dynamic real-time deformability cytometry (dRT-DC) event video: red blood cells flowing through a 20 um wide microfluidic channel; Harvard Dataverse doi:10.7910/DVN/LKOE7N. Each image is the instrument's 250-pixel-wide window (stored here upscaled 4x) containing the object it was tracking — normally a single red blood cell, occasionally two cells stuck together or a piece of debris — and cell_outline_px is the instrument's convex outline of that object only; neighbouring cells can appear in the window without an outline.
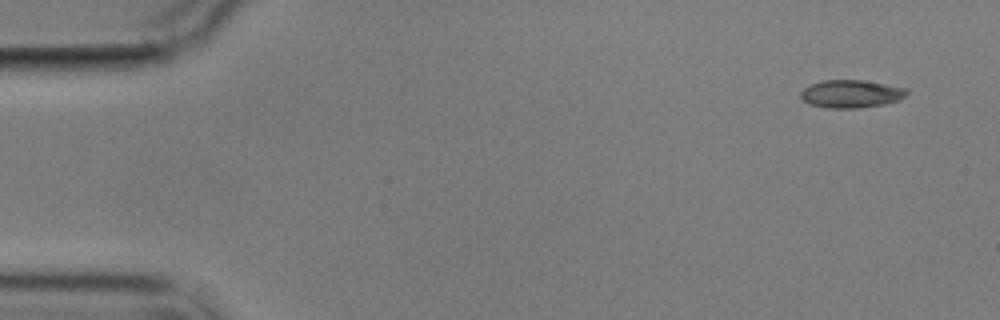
{"species": "common noctule bat (a hibernating species)", "species_latin": "Nyctalus noctula", "temperature_condition": "cold", "stored_images_in_passage": 4, "camera_frame_rate_fps": 3000, "um_per_image_px": 0.085, "animal": {"sex": "male", "body_mass_g": 17.9}, "frame": {"image": 1, "passage_image": 1, "time_ms": 0.0, "image_size_px": [1000, 320], "cell_outline_px": [[908, 92], [900, 100], [884, 104], [860, 108], [828, 108], [808, 104], [800, 96], [800, 92], [804, 88], [820, 80], [864, 80], [908, 88]], "centroid_in_image_um": [72.35, 7.97], "position_along_channel_um": 12.7, "area_um2": 17.34}}
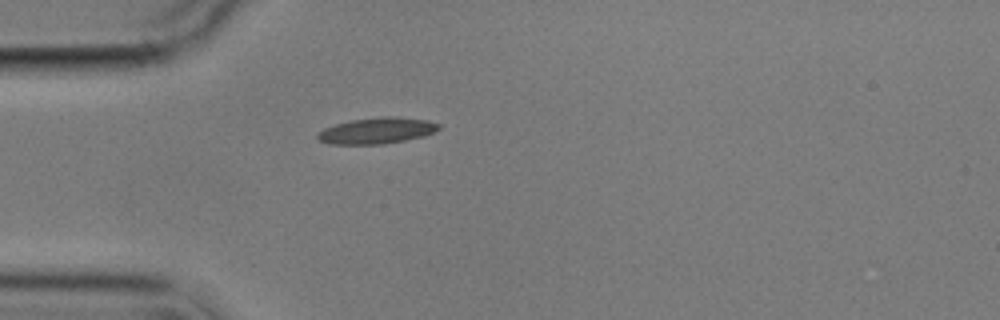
{"frame": {"image": 2, "passage_image": 4, "time_ms": 4.667, "image_size_px": [1000, 320], "cell_outline_px": [[440, 128], [436, 132], [424, 136], [384, 144], [328, 144], [320, 140], [316, 136], [324, 128], [336, 124], [352, 120], [384, 116], [392, 116], [428, 120], [440, 124]], "centroid_in_image_um": [32.07, 11.1], "position_along_channel_um": 52.9, "area_um2": 18.38}}